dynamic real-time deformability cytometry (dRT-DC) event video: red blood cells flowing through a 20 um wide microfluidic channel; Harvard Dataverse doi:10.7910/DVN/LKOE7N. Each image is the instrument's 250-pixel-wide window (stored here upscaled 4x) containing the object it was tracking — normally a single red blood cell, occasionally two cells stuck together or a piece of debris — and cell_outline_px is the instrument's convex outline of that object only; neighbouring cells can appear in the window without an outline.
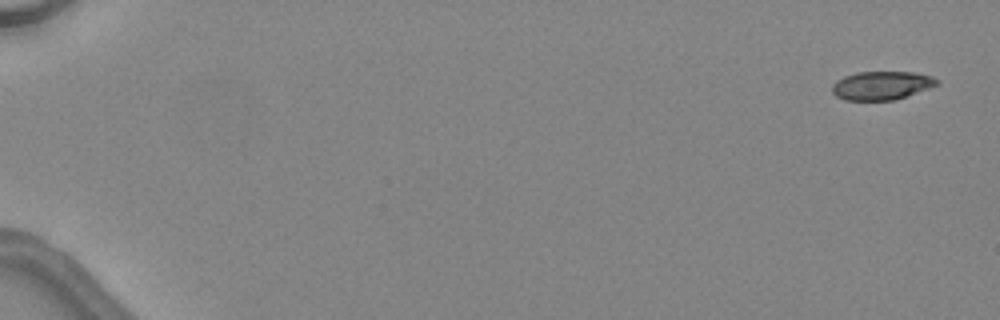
{"species": "common noctule bat (a hibernating species)", "species_latin": "Nyctalus noctula", "temperature_condition": "warm", "stored_images_in_passage": 6, "camera_frame_rate_fps": 3000, "um_per_image_px": 0.085, "animal": {"sex": "female", "body_mass_g": 24.6, "forearm_length_mm": 56.2}, "frame": {"image": 1, "passage_image": 1, "time_ms": 0.0, "image_size_px": [1000, 320], "cell_outline_px": [[940, 84], [896, 100], [844, 100], [836, 96], [832, 92], [832, 84], [836, 80], [844, 76], [856, 72], [916, 72], [932, 76], [940, 80]], "centroid_in_image_um": [74.95, 7.26], "position_along_channel_um": 10.0, "area_um2": 17.63}}
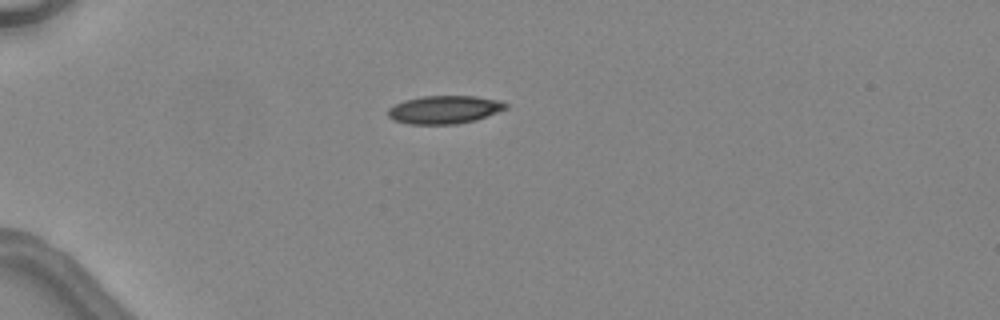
{"frame": {"image": 2, "passage_image": 4, "time_ms": 4.333, "image_size_px": [1000, 320], "cell_outline_px": [[508, 108], [476, 120], [456, 124], [408, 124], [392, 120], [388, 116], [388, 108], [404, 100], [420, 96], [476, 96], [500, 100], [508, 104]], "centroid_in_image_um": [37.77, 9.32], "position_along_channel_um": 47.2, "area_um2": 19.42}}